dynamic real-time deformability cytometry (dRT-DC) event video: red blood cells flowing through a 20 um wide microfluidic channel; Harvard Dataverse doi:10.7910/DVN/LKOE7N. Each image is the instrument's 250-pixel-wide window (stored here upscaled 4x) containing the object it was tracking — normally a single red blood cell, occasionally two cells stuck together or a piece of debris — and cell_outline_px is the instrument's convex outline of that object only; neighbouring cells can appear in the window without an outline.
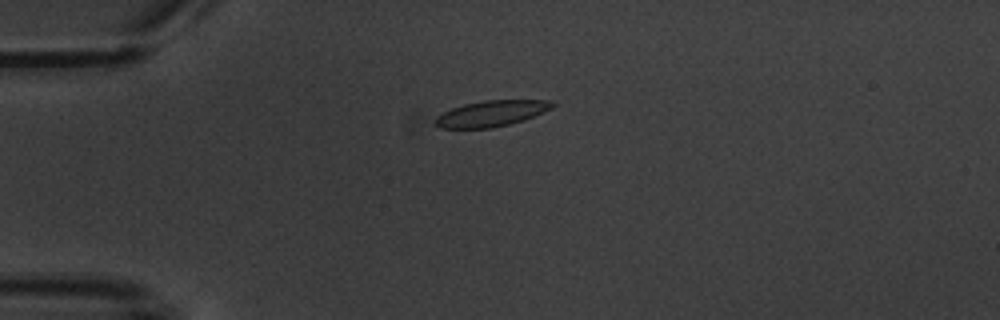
{"species": "common noctule bat (a hibernating species)", "species_latin": "Nyctalus noctula", "temperature_condition": "warm", "stored_images_in_passage": 3, "camera_frame_rate_fps": 3000, "um_per_image_px": 0.085, "animal": {"sex": "male", "body_mass_g": 20.1, "forearm_length_mm": 53.5}, "frame": {"image": 1, "passage_image": 2, "time_ms": 1.333, "image_size_px": [1000, 320], "cell_outline_px": [[556, 104], [552, 108], [532, 116], [508, 124], [492, 128], [440, 128], [432, 120], [436, 116], [452, 108], [464, 104], [484, 100], [552, 100]], "centroid_in_image_um": [41.73, 9.64], "position_along_channel_um": 43.3, "area_um2": 17.51}}